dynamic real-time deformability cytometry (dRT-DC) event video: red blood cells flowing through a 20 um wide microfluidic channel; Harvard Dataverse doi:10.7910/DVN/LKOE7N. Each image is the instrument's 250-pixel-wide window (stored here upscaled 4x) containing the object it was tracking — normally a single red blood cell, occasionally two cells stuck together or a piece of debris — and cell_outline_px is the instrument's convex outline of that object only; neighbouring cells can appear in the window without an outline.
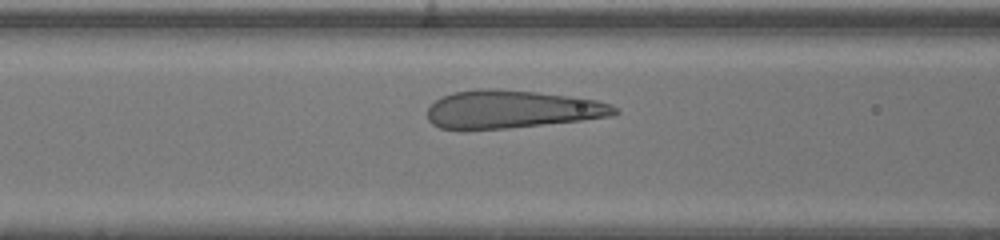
{"species": "human", "species_latin": "Homo sapiens", "temperature_condition": "warm", "stored_images_in_passage": 32, "camera_frame_rate_fps": 3000, "um_per_image_px": 0.085, "donor": {"sex": "male"}, "frame": {"image": 1, "passage_image": 11, "time_ms": 3.333, "image_size_px": [1000, 240], "cell_outline_px": [[620, 112], [612, 116], [580, 120], [508, 128], [440, 128], [432, 124], [428, 120], [428, 108], [436, 100], [452, 92], [476, 88], [496, 88], [536, 92], [568, 96], [596, 100], [612, 104]], "centroid_in_image_um": [43.51, 9.27], "position_along_channel_um": 123.1, "area_um2": 41.04}}
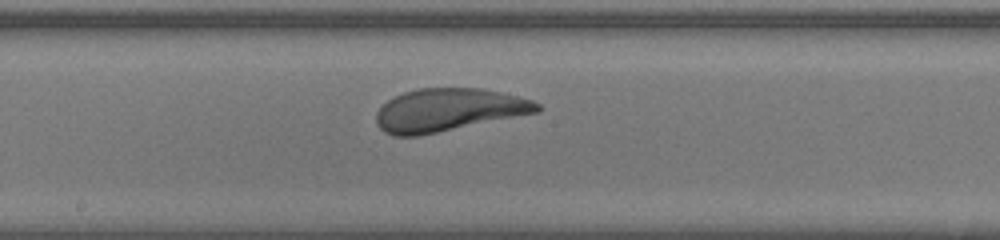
{"frame": {"image": 2, "passage_image": 17, "time_ms": 5.333, "image_size_px": [1000, 240], "cell_outline_px": [[540, 112], [416, 136], [392, 136], [384, 132], [376, 124], [376, 112], [388, 100], [404, 92], [416, 88], [480, 88], [500, 92], [532, 100], [540, 104]], "centroid_in_image_um": [38.1, 9.35], "position_along_channel_um": 210.1, "area_um2": 39.94}}
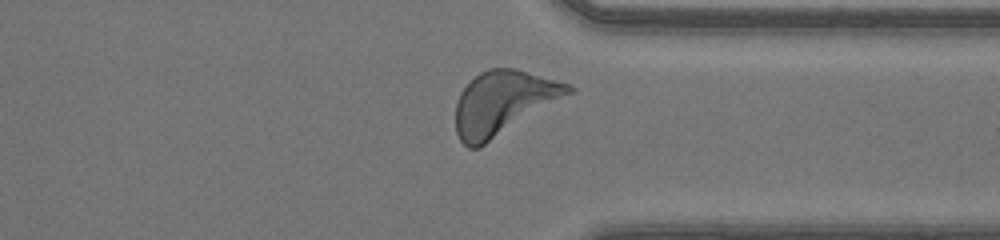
{"frame": {"image": 3, "passage_image": 28, "time_ms": 9.0, "image_size_px": [1000, 240], "cell_outline_px": [[576, 92], [480, 148], [468, 148], [460, 140], [456, 132], [456, 104], [460, 92], [480, 72], [488, 68], [512, 68], [568, 84], [576, 88]], "centroid_in_image_um": [42.8, 8.78], "position_along_channel_um": 368.6, "area_um2": 42.08}}